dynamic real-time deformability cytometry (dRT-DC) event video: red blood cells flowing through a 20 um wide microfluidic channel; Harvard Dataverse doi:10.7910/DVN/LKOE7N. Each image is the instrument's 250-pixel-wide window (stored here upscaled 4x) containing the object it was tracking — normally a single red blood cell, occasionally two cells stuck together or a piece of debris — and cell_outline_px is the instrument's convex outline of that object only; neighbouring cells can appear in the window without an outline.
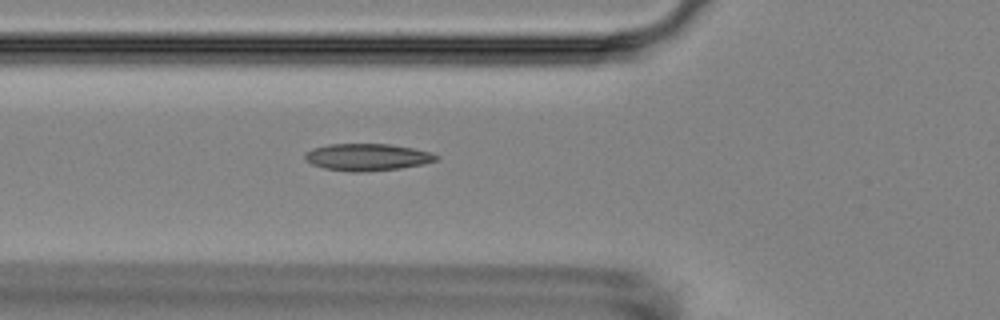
{"species": "Egyptian fruit bat (a non-hibernating species)", "species_latin": "Rousettus aegyptiacus", "temperature_condition": "room temperature", "stored_images_in_passage": 3, "camera_frame_rate_fps": 3000, "um_per_image_px": 0.085, "animal": {"sex": "female"}, "frame": {"image": 1, "passage_image": 3, "time_ms": 2.0, "image_size_px": [1000, 320], "cell_outline_px": [[440, 156], [436, 160], [424, 164], [400, 168], [364, 172], [348, 172], [324, 168], [312, 164], [304, 160], [304, 152], [312, 148], [328, 144], [388, 144], [412, 148], [432, 152]], "centroid_in_image_um": [31.18, 13.36], "position_along_channel_um": 94.6, "area_um2": 20.87}}